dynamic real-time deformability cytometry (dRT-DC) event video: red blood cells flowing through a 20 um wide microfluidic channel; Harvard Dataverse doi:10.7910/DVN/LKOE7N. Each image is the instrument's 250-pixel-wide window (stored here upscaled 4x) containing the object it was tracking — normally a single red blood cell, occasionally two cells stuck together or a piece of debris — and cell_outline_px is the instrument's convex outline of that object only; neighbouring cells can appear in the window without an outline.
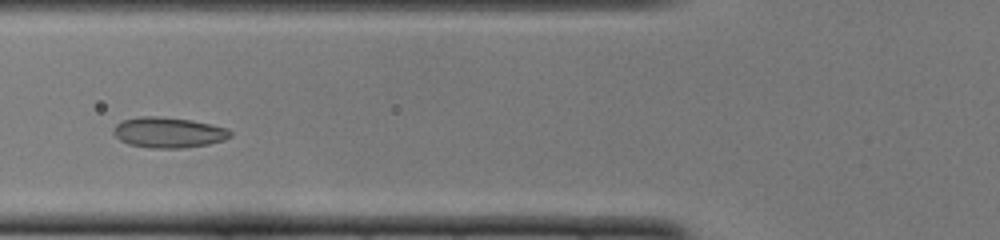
{"species": "common noctule bat (a hibernating species)", "species_latin": "Nyctalus noctula", "temperature_condition": "cold", "stored_images_in_passage": 37, "camera_frame_rate_fps": 3000, "um_per_image_px": 0.085, "animal": {"sex": "female", "body_mass_g": 22.0, "forearm_length_mm": 56.7}, "frame": {"image": 1, "passage_image": 7, "time_ms": 2.0, "image_size_px": [1000, 240], "cell_outline_px": [[232, 136], [224, 140], [208, 144], [184, 148], [148, 148], [128, 144], [120, 140], [112, 132], [112, 128], [120, 120], [140, 116], [156, 116], [192, 120], [228, 128], [232, 132]], "centroid_in_image_um": [14.3, 11.26], "position_along_channel_um": 111.5, "area_um2": 21.04}}
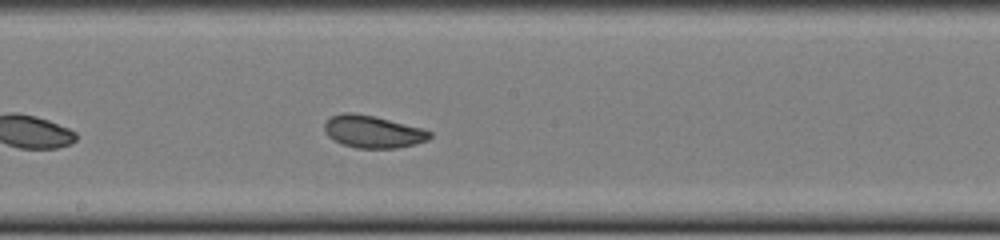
{"frame": {"image": 2, "passage_image": 15, "time_ms": 4.667, "image_size_px": [1000, 240], "cell_outline_px": [[432, 136], [428, 140], [416, 144], [396, 148], [356, 148], [344, 144], [328, 136], [324, 128], [324, 124], [332, 116], [340, 112], [352, 112], [372, 116], [424, 128], [432, 132]], "centroid_in_image_um": [31.73, 11.19], "position_along_channel_um": 216.5, "area_um2": 19.77}}
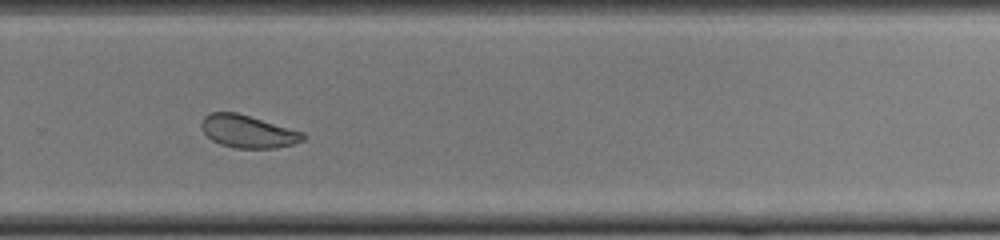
{"frame": {"image": 3, "passage_image": 22, "time_ms": 7.0, "image_size_px": [1000, 240], "cell_outline_px": [[304, 140], [292, 144], [276, 148], [236, 148], [220, 144], [212, 140], [204, 132], [200, 124], [200, 120], [204, 116], [212, 112], [236, 112], [304, 132]], "centroid_in_image_um": [21.05, 11.17], "position_along_channel_um": 308.8, "area_um2": 19.25}, "authors_computed_cell_mechanics": {"area_um2": 20.23, "velocity_mm_per_s": 3.9569, "shape_relaxation_time_tau1_ms": 2.6453, "shape_relaxation_time_tau2_ms": 1.1188, "deformation_change_tau1": 0.0865, "deformation_change_tau2": 0.0646}}